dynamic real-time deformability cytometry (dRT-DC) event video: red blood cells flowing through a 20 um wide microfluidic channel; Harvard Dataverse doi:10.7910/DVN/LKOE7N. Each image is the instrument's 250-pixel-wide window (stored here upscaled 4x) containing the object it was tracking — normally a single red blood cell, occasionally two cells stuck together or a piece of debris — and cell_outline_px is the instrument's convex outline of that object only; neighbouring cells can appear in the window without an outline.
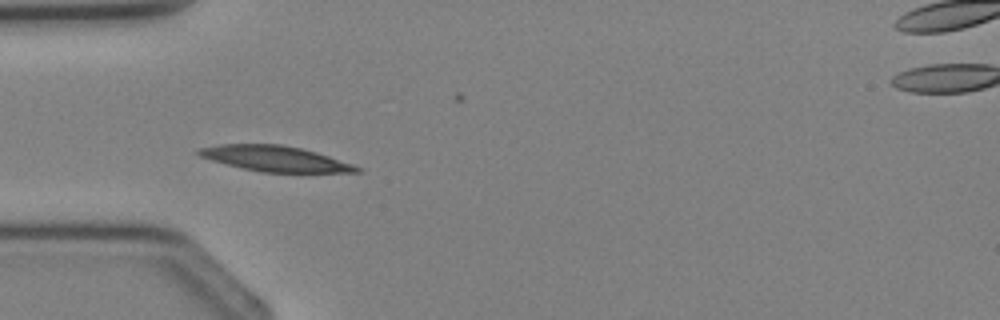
{"species": "Egyptian fruit bat (a non-hibernating species)", "species_latin": "Rousettus aegyptiacus", "temperature_condition": "cold", "stored_images_in_passage": 4, "camera_frame_rate_fps": 3000, "um_per_image_px": 0.085, "animal": {"sex": "female"}, "frame": {"image": 1, "passage_image": 3, "time_ms": 3.0, "image_size_px": [1000, 320], "cell_outline_px": [[364, 172], [260, 172], [212, 160], [200, 156], [196, 152], [200, 148], [220, 144], [280, 144], [300, 148], [316, 152], [364, 168]], "centroid_in_image_um": [23.42, 13.48], "position_along_channel_um": 61.6, "area_um2": 23.18}}
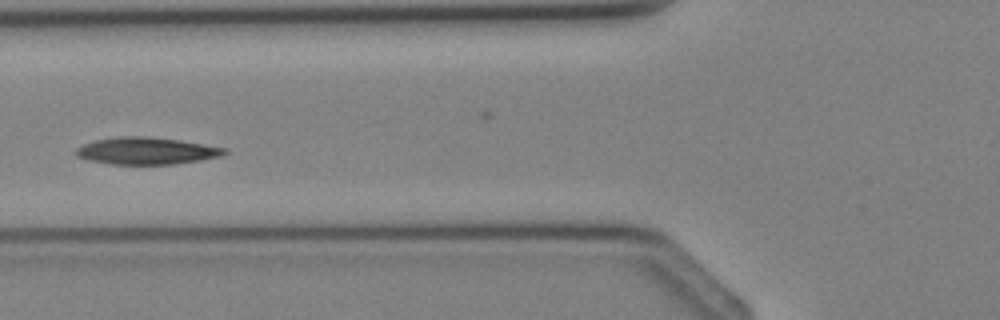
{"frame": {"image": 2, "passage_image": 4, "time_ms": 4.0, "image_size_px": [1000, 320], "cell_outline_px": [[228, 152], [220, 156], [200, 160], [172, 164], [108, 164], [88, 160], [76, 156], [76, 148], [84, 144], [96, 140], [120, 136], [148, 136], [180, 140], [228, 148]], "centroid_in_image_um": [12.46, 12.82], "position_along_channel_um": 113.3, "area_um2": 23.41}}